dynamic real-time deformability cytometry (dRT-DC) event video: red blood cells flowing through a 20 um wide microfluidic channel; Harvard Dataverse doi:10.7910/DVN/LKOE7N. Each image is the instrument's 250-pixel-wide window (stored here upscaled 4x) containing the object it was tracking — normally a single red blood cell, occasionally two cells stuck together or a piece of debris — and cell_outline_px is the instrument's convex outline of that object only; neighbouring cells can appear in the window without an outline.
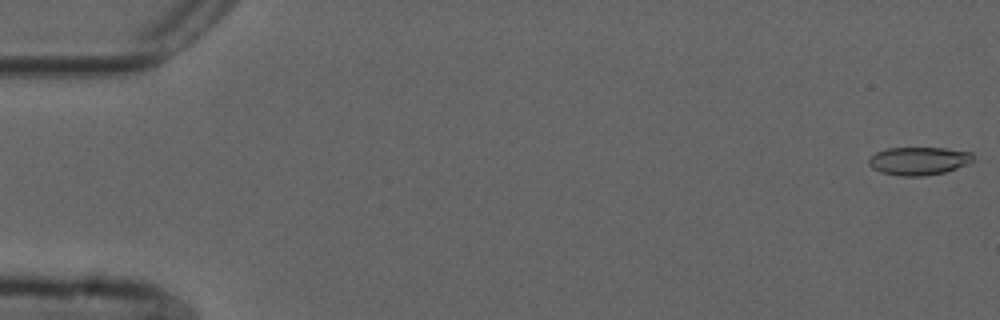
{"species": "common noctule bat (a hibernating species)", "species_latin": "Nyctalus noctula", "temperature_condition": "cold", "stored_images_in_passage": 23, "camera_frame_rate_fps": 3000, "um_per_image_px": 0.085, "animal": {"sex": "male", "forearm_length_mm": 52.5}, "frame": {"image": 1, "passage_image": 1, "time_ms": 0.0, "image_size_px": [1000, 320], "cell_outline_px": [[976, 156], [968, 164], [944, 172], [924, 176], [900, 176], [880, 172], [872, 168], [868, 164], [868, 160], [876, 152], [888, 148], [944, 148], [972, 152]], "centroid_in_image_um": [78.1, 13.68], "position_along_channel_um": 6.9, "area_um2": 17.11}}
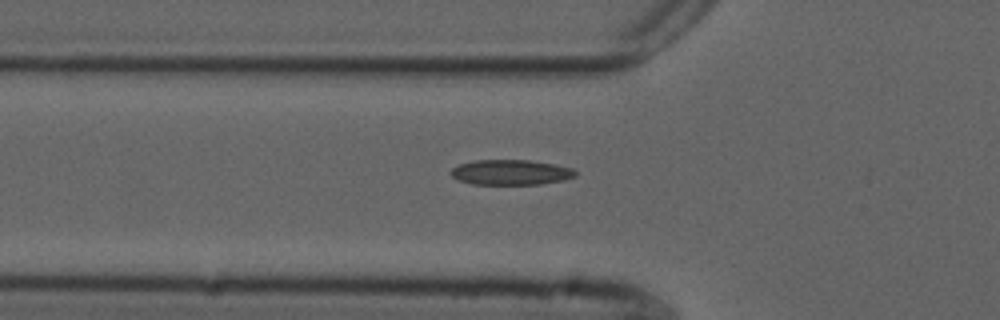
{"frame": {"image": 2, "passage_image": 19, "time_ms": 6.0, "image_size_px": [1000, 320], "cell_outline_px": [[576, 176], [564, 180], [540, 184], [472, 184], [456, 180], [452, 176], [452, 168], [460, 164], [476, 160], [528, 160], [552, 164], [572, 168], [576, 172]], "centroid_in_image_um": [43.41, 14.65], "position_along_channel_um": 82.4, "area_um2": 18.15}}
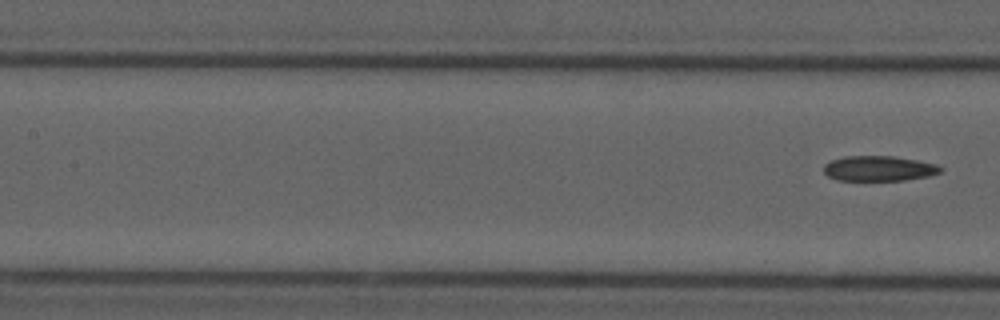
{"frame": {"image": 3, "passage_image": 23, "time_ms": 7.333, "image_size_px": [1000, 320], "cell_outline_px": [[944, 168], [940, 172], [928, 176], [904, 180], [836, 180], [828, 176], [824, 172], [824, 164], [832, 160], [844, 156], [892, 156], [916, 160], [936, 164]], "centroid_in_image_um": [74.69, 14.32], "position_along_channel_um": 132.7, "area_um2": 17.05}}